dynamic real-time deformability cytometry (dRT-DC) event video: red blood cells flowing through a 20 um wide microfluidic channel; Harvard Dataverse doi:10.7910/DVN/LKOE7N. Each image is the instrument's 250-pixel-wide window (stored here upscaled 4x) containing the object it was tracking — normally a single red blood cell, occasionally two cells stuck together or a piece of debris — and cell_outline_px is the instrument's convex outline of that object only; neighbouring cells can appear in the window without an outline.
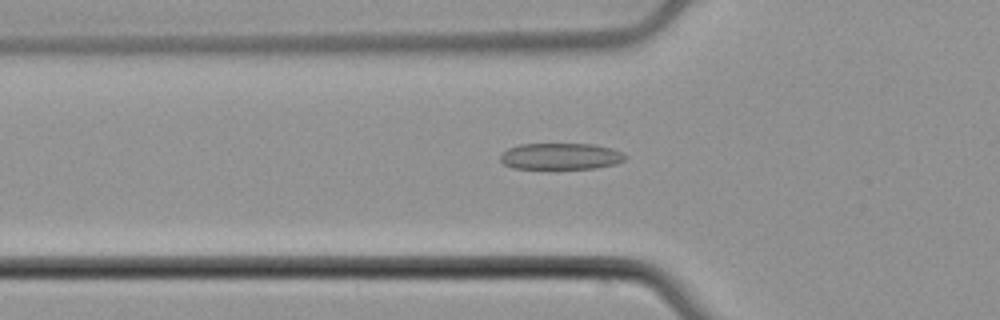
{"species": "common noctule bat (a hibernating species)", "species_latin": "Nyctalus noctula", "temperature_condition": "cold", "stored_images_in_passage": 55, "camera_frame_rate_fps": 3000, "um_per_image_px": 0.085, "animal": {"sex": "male", "body_mass_g": 21.5, "forearm_length_mm": 52.0}, "frame": {"image": 1, "passage_image": 19, "time_ms": 6.0, "image_size_px": [1000, 320], "cell_outline_px": [[628, 156], [624, 160], [616, 164], [596, 168], [512, 168], [504, 164], [500, 160], [500, 156], [508, 148], [520, 144], [592, 144], [612, 148]], "centroid_in_image_um": [47.67, 13.28], "position_along_channel_um": 78.1, "area_um2": 19.13}}
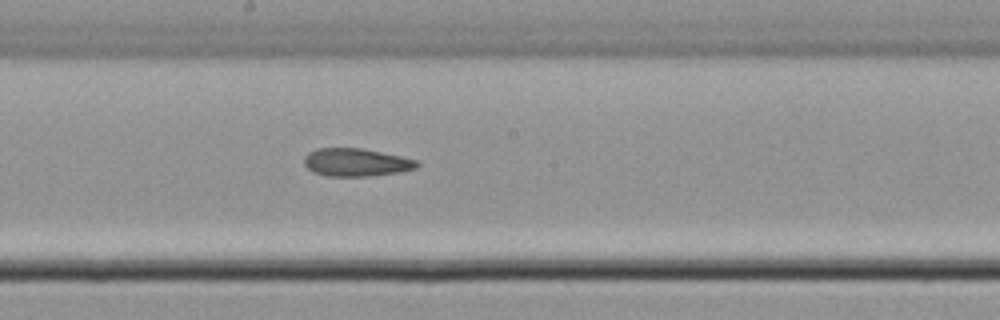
{"frame": {"image": 2, "passage_image": 30, "time_ms": 9.667, "image_size_px": [1000, 320], "cell_outline_px": [[420, 164], [416, 168], [400, 172], [372, 176], [324, 176], [312, 172], [304, 164], [304, 156], [308, 152], [316, 148], [360, 148], [400, 156], [416, 160]], "centroid_in_image_um": [30.23, 13.81], "position_along_channel_um": 218.0, "area_um2": 18.44}}
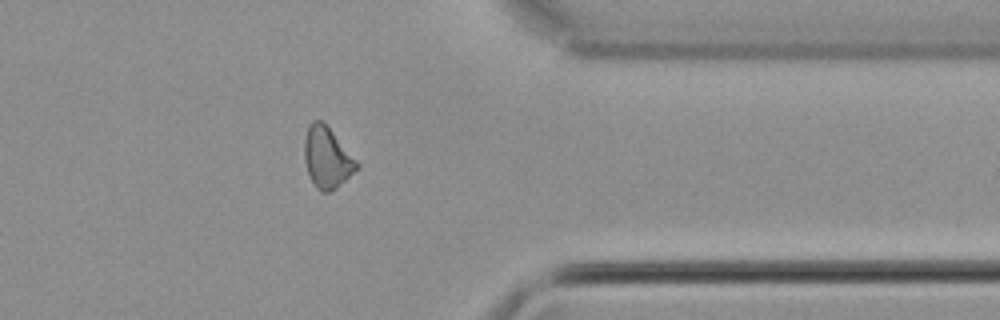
{"frame": {"image": 3, "passage_image": 44, "time_ms": 14.333, "image_size_px": [1000, 320], "cell_outline_px": [[360, 164], [336, 188], [328, 192], [320, 192], [316, 188], [308, 172], [304, 160], [304, 136], [308, 124], [312, 120], [320, 120], [332, 132]], "centroid_in_image_um": [27.75, 13.38], "position_along_channel_um": 383.7, "area_um2": 18.21}}